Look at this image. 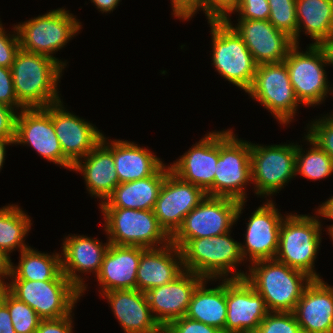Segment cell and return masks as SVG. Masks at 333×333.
Here are the masks:
<instances>
[{
	"mask_svg": "<svg viewBox=\"0 0 333 333\" xmlns=\"http://www.w3.org/2000/svg\"><path fill=\"white\" fill-rule=\"evenodd\" d=\"M254 264V265H253ZM249 273L236 272L229 279H243L264 299L269 312H293L313 278L274 259L252 263Z\"/></svg>",
	"mask_w": 333,
	"mask_h": 333,
	"instance_id": "obj_1",
	"label": "cell"
},
{
	"mask_svg": "<svg viewBox=\"0 0 333 333\" xmlns=\"http://www.w3.org/2000/svg\"><path fill=\"white\" fill-rule=\"evenodd\" d=\"M63 68L54 58L20 49L10 68L18 101L25 108L60 102L57 84Z\"/></svg>",
	"mask_w": 333,
	"mask_h": 333,
	"instance_id": "obj_2",
	"label": "cell"
},
{
	"mask_svg": "<svg viewBox=\"0 0 333 333\" xmlns=\"http://www.w3.org/2000/svg\"><path fill=\"white\" fill-rule=\"evenodd\" d=\"M215 69L226 80L245 92L251 87L258 64L242 38L223 19H209Z\"/></svg>",
	"mask_w": 333,
	"mask_h": 333,
	"instance_id": "obj_3",
	"label": "cell"
},
{
	"mask_svg": "<svg viewBox=\"0 0 333 333\" xmlns=\"http://www.w3.org/2000/svg\"><path fill=\"white\" fill-rule=\"evenodd\" d=\"M240 244L231 238L230 232L188 240L179 248L184 270L213 281L220 276L226 279L244 261Z\"/></svg>",
	"mask_w": 333,
	"mask_h": 333,
	"instance_id": "obj_4",
	"label": "cell"
},
{
	"mask_svg": "<svg viewBox=\"0 0 333 333\" xmlns=\"http://www.w3.org/2000/svg\"><path fill=\"white\" fill-rule=\"evenodd\" d=\"M315 216L288 214L283 216L279 246L275 259L313 279H321L314 272V262L321 243V222Z\"/></svg>",
	"mask_w": 333,
	"mask_h": 333,
	"instance_id": "obj_5",
	"label": "cell"
},
{
	"mask_svg": "<svg viewBox=\"0 0 333 333\" xmlns=\"http://www.w3.org/2000/svg\"><path fill=\"white\" fill-rule=\"evenodd\" d=\"M231 130L218 131V162L213 196L246 202V186L251 180V143L240 140Z\"/></svg>",
	"mask_w": 333,
	"mask_h": 333,
	"instance_id": "obj_6",
	"label": "cell"
},
{
	"mask_svg": "<svg viewBox=\"0 0 333 333\" xmlns=\"http://www.w3.org/2000/svg\"><path fill=\"white\" fill-rule=\"evenodd\" d=\"M100 208L110 244L157 248L162 247L163 243L167 245L171 242V238L159 225L153 210Z\"/></svg>",
	"mask_w": 333,
	"mask_h": 333,
	"instance_id": "obj_7",
	"label": "cell"
},
{
	"mask_svg": "<svg viewBox=\"0 0 333 333\" xmlns=\"http://www.w3.org/2000/svg\"><path fill=\"white\" fill-rule=\"evenodd\" d=\"M80 28L76 17L61 8L14 26L22 50L47 55L63 67L66 61L62 62L52 54L64 47Z\"/></svg>",
	"mask_w": 333,
	"mask_h": 333,
	"instance_id": "obj_8",
	"label": "cell"
},
{
	"mask_svg": "<svg viewBox=\"0 0 333 333\" xmlns=\"http://www.w3.org/2000/svg\"><path fill=\"white\" fill-rule=\"evenodd\" d=\"M245 202L225 197L206 196L183 220L171 237V243L180 248L186 241L196 238L219 236L230 232Z\"/></svg>",
	"mask_w": 333,
	"mask_h": 333,
	"instance_id": "obj_9",
	"label": "cell"
},
{
	"mask_svg": "<svg viewBox=\"0 0 333 333\" xmlns=\"http://www.w3.org/2000/svg\"><path fill=\"white\" fill-rule=\"evenodd\" d=\"M5 287L29 305L41 319H57L72 314L81 291L69 280H13Z\"/></svg>",
	"mask_w": 333,
	"mask_h": 333,
	"instance_id": "obj_10",
	"label": "cell"
},
{
	"mask_svg": "<svg viewBox=\"0 0 333 333\" xmlns=\"http://www.w3.org/2000/svg\"><path fill=\"white\" fill-rule=\"evenodd\" d=\"M295 95L301 104L320 105L332 87H329L324 68L325 53L320 45L310 44L306 52H300L295 44L284 60ZM325 64V65H324Z\"/></svg>",
	"mask_w": 333,
	"mask_h": 333,
	"instance_id": "obj_11",
	"label": "cell"
},
{
	"mask_svg": "<svg viewBox=\"0 0 333 333\" xmlns=\"http://www.w3.org/2000/svg\"><path fill=\"white\" fill-rule=\"evenodd\" d=\"M260 102L279 123H290L301 104L291 84L284 61L263 63L257 66L251 87L246 91Z\"/></svg>",
	"mask_w": 333,
	"mask_h": 333,
	"instance_id": "obj_12",
	"label": "cell"
},
{
	"mask_svg": "<svg viewBox=\"0 0 333 333\" xmlns=\"http://www.w3.org/2000/svg\"><path fill=\"white\" fill-rule=\"evenodd\" d=\"M296 145L251 144V182L257 195L271 196L277 193L294 176Z\"/></svg>",
	"mask_w": 333,
	"mask_h": 333,
	"instance_id": "obj_13",
	"label": "cell"
},
{
	"mask_svg": "<svg viewBox=\"0 0 333 333\" xmlns=\"http://www.w3.org/2000/svg\"><path fill=\"white\" fill-rule=\"evenodd\" d=\"M16 144L32 146L48 161L72 170L73 163L63 154L51 119V105L45 108H24L16 118Z\"/></svg>",
	"mask_w": 333,
	"mask_h": 333,
	"instance_id": "obj_14",
	"label": "cell"
},
{
	"mask_svg": "<svg viewBox=\"0 0 333 333\" xmlns=\"http://www.w3.org/2000/svg\"><path fill=\"white\" fill-rule=\"evenodd\" d=\"M206 196L203 189L182 181L170 171L165 176L153 212L161 228L171 238L182 225L184 217Z\"/></svg>",
	"mask_w": 333,
	"mask_h": 333,
	"instance_id": "obj_15",
	"label": "cell"
},
{
	"mask_svg": "<svg viewBox=\"0 0 333 333\" xmlns=\"http://www.w3.org/2000/svg\"><path fill=\"white\" fill-rule=\"evenodd\" d=\"M225 333H254L268 314L263 297L243 279L226 278Z\"/></svg>",
	"mask_w": 333,
	"mask_h": 333,
	"instance_id": "obj_16",
	"label": "cell"
},
{
	"mask_svg": "<svg viewBox=\"0 0 333 333\" xmlns=\"http://www.w3.org/2000/svg\"><path fill=\"white\" fill-rule=\"evenodd\" d=\"M242 38L255 62L278 63L285 60L295 45L286 33L276 29L268 20L238 19L233 26L228 18H223Z\"/></svg>",
	"mask_w": 333,
	"mask_h": 333,
	"instance_id": "obj_17",
	"label": "cell"
},
{
	"mask_svg": "<svg viewBox=\"0 0 333 333\" xmlns=\"http://www.w3.org/2000/svg\"><path fill=\"white\" fill-rule=\"evenodd\" d=\"M279 213L271 200L252 213L245 233L246 244H240L244 260L247 256L251 263L275 258L283 220Z\"/></svg>",
	"mask_w": 333,
	"mask_h": 333,
	"instance_id": "obj_18",
	"label": "cell"
},
{
	"mask_svg": "<svg viewBox=\"0 0 333 333\" xmlns=\"http://www.w3.org/2000/svg\"><path fill=\"white\" fill-rule=\"evenodd\" d=\"M203 280L193 272L184 271L174 281L145 293L152 315L163 329L186 315L193 293Z\"/></svg>",
	"mask_w": 333,
	"mask_h": 333,
	"instance_id": "obj_19",
	"label": "cell"
},
{
	"mask_svg": "<svg viewBox=\"0 0 333 333\" xmlns=\"http://www.w3.org/2000/svg\"><path fill=\"white\" fill-rule=\"evenodd\" d=\"M51 119L63 154L73 164L101 142L103 134L96 126L65 110L61 101L51 104Z\"/></svg>",
	"mask_w": 333,
	"mask_h": 333,
	"instance_id": "obj_20",
	"label": "cell"
},
{
	"mask_svg": "<svg viewBox=\"0 0 333 333\" xmlns=\"http://www.w3.org/2000/svg\"><path fill=\"white\" fill-rule=\"evenodd\" d=\"M218 162V132H210L194 144L184 155L170 165L182 181L203 189L207 196H213V183Z\"/></svg>",
	"mask_w": 333,
	"mask_h": 333,
	"instance_id": "obj_21",
	"label": "cell"
},
{
	"mask_svg": "<svg viewBox=\"0 0 333 333\" xmlns=\"http://www.w3.org/2000/svg\"><path fill=\"white\" fill-rule=\"evenodd\" d=\"M293 313L303 333H333V287L313 279Z\"/></svg>",
	"mask_w": 333,
	"mask_h": 333,
	"instance_id": "obj_22",
	"label": "cell"
},
{
	"mask_svg": "<svg viewBox=\"0 0 333 333\" xmlns=\"http://www.w3.org/2000/svg\"><path fill=\"white\" fill-rule=\"evenodd\" d=\"M125 333H163L155 320L146 294L138 289L112 290L103 293Z\"/></svg>",
	"mask_w": 333,
	"mask_h": 333,
	"instance_id": "obj_23",
	"label": "cell"
},
{
	"mask_svg": "<svg viewBox=\"0 0 333 333\" xmlns=\"http://www.w3.org/2000/svg\"><path fill=\"white\" fill-rule=\"evenodd\" d=\"M110 246V242L104 245L97 239L85 236H68L63 242V255L61 259L62 272L69 281L81 291V295L86 289L80 273L94 272L98 274L105 253Z\"/></svg>",
	"mask_w": 333,
	"mask_h": 333,
	"instance_id": "obj_24",
	"label": "cell"
},
{
	"mask_svg": "<svg viewBox=\"0 0 333 333\" xmlns=\"http://www.w3.org/2000/svg\"><path fill=\"white\" fill-rule=\"evenodd\" d=\"M144 249L110 244L96 275L102 288L101 296L112 290L137 289V269Z\"/></svg>",
	"mask_w": 333,
	"mask_h": 333,
	"instance_id": "obj_25",
	"label": "cell"
},
{
	"mask_svg": "<svg viewBox=\"0 0 333 333\" xmlns=\"http://www.w3.org/2000/svg\"><path fill=\"white\" fill-rule=\"evenodd\" d=\"M184 271L181 251L171 242L158 248H145L137 269V289L146 293L174 281Z\"/></svg>",
	"mask_w": 333,
	"mask_h": 333,
	"instance_id": "obj_26",
	"label": "cell"
},
{
	"mask_svg": "<svg viewBox=\"0 0 333 333\" xmlns=\"http://www.w3.org/2000/svg\"><path fill=\"white\" fill-rule=\"evenodd\" d=\"M101 142L112 152L119 183L132 182L155 174L164 163L146 148L122 140Z\"/></svg>",
	"mask_w": 333,
	"mask_h": 333,
	"instance_id": "obj_27",
	"label": "cell"
},
{
	"mask_svg": "<svg viewBox=\"0 0 333 333\" xmlns=\"http://www.w3.org/2000/svg\"><path fill=\"white\" fill-rule=\"evenodd\" d=\"M79 159L72 170L83 173L85 184L91 196L104 201L119 184L112 152L100 142L85 157Z\"/></svg>",
	"mask_w": 333,
	"mask_h": 333,
	"instance_id": "obj_28",
	"label": "cell"
},
{
	"mask_svg": "<svg viewBox=\"0 0 333 333\" xmlns=\"http://www.w3.org/2000/svg\"><path fill=\"white\" fill-rule=\"evenodd\" d=\"M170 171V166L163 165L152 176L119 183L106 201L101 202L100 207L153 210L165 176Z\"/></svg>",
	"mask_w": 333,
	"mask_h": 333,
	"instance_id": "obj_29",
	"label": "cell"
},
{
	"mask_svg": "<svg viewBox=\"0 0 333 333\" xmlns=\"http://www.w3.org/2000/svg\"><path fill=\"white\" fill-rule=\"evenodd\" d=\"M209 279L203 280L193 293L186 317L218 328L225 333L227 316L226 279L215 288L206 289ZM205 282V283H204Z\"/></svg>",
	"mask_w": 333,
	"mask_h": 333,
	"instance_id": "obj_30",
	"label": "cell"
},
{
	"mask_svg": "<svg viewBox=\"0 0 333 333\" xmlns=\"http://www.w3.org/2000/svg\"><path fill=\"white\" fill-rule=\"evenodd\" d=\"M296 16L298 45L301 27L315 45H320L333 33V0H296Z\"/></svg>",
	"mask_w": 333,
	"mask_h": 333,
	"instance_id": "obj_31",
	"label": "cell"
},
{
	"mask_svg": "<svg viewBox=\"0 0 333 333\" xmlns=\"http://www.w3.org/2000/svg\"><path fill=\"white\" fill-rule=\"evenodd\" d=\"M18 266L11 263L10 278L14 280L48 281L69 280L62 272V255H48L31 247L20 251Z\"/></svg>",
	"mask_w": 333,
	"mask_h": 333,
	"instance_id": "obj_32",
	"label": "cell"
},
{
	"mask_svg": "<svg viewBox=\"0 0 333 333\" xmlns=\"http://www.w3.org/2000/svg\"><path fill=\"white\" fill-rule=\"evenodd\" d=\"M31 220L17 205L3 206L0 209V249L10 257V252L30 247L24 237L31 227Z\"/></svg>",
	"mask_w": 333,
	"mask_h": 333,
	"instance_id": "obj_33",
	"label": "cell"
},
{
	"mask_svg": "<svg viewBox=\"0 0 333 333\" xmlns=\"http://www.w3.org/2000/svg\"><path fill=\"white\" fill-rule=\"evenodd\" d=\"M305 139L310 142L312 148L307 153L302 151V146L296 144L295 173L311 180L326 178L333 173V159L321 149L307 135ZM306 153V154H304Z\"/></svg>",
	"mask_w": 333,
	"mask_h": 333,
	"instance_id": "obj_34",
	"label": "cell"
},
{
	"mask_svg": "<svg viewBox=\"0 0 333 333\" xmlns=\"http://www.w3.org/2000/svg\"><path fill=\"white\" fill-rule=\"evenodd\" d=\"M0 300L8 307L16 333H35L41 318L26 303L15 297L5 286H0Z\"/></svg>",
	"mask_w": 333,
	"mask_h": 333,
	"instance_id": "obj_35",
	"label": "cell"
},
{
	"mask_svg": "<svg viewBox=\"0 0 333 333\" xmlns=\"http://www.w3.org/2000/svg\"><path fill=\"white\" fill-rule=\"evenodd\" d=\"M270 14L268 21L274 27L289 35L297 44L296 0H268Z\"/></svg>",
	"mask_w": 333,
	"mask_h": 333,
	"instance_id": "obj_36",
	"label": "cell"
},
{
	"mask_svg": "<svg viewBox=\"0 0 333 333\" xmlns=\"http://www.w3.org/2000/svg\"><path fill=\"white\" fill-rule=\"evenodd\" d=\"M254 333H303L293 312H268Z\"/></svg>",
	"mask_w": 333,
	"mask_h": 333,
	"instance_id": "obj_37",
	"label": "cell"
},
{
	"mask_svg": "<svg viewBox=\"0 0 333 333\" xmlns=\"http://www.w3.org/2000/svg\"><path fill=\"white\" fill-rule=\"evenodd\" d=\"M315 119L307 136L333 159V114Z\"/></svg>",
	"mask_w": 333,
	"mask_h": 333,
	"instance_id": "obj_38",
	"label": "cell"
},
{
	"mask_svg": "<svg viewBox=\"0 0 333 333\" xmlns=\"http://www.w3.org/2000/svg\"><path fill=\"white\" fill-rule=\"evenodd\" d=\"M234 11L239 13L240 19L250 20H268L270 14L268 0H238L223 18H229Z\"/></svg>",
	"mask_w": 333,
	"mask_h": 333,
	"instance_id": "obj_39",
	"label": "cell"
},
{
	"mask_svg": "<svg viewBox=\"0 0 333 333\" xmlns=\"http://www.w3.org/2000/svg\"><path fill=\"white\" fill-rule=\"evenodd\" d=\"M163 333H223L218 328L183 316L171 321L164 329Z\"/></svg>",
	"mask_w": 333,
	"mask_h": 333,
	"instance_id": "obj_40",
	"label": "cell"
},
{
	"mask_svg": "<svg viewBox=\"0 0 333 333\" xmlns=\"http://www.w3.org/2000/svg\"><path fill=\"white\" fill-rule=\"evenodd\" d=\"M14 35L6 34L0 22V66L11 68L20 48L18 32Z\"/></svg>",
	"mask_w": 333,
	"mask_h": 333,
	"instance_id": "obj_41",
	"label": "cell"
},
{
	"mask_svg": "<svg viewBox=\"0 0 333 333\" xmlns=\"http://www.w3.org/2000/svg\"><path fill=\"white\" fill-rule=\"evenodd\" d=\"M0 103L5 104L13 109H24L25 107L18 101L14 84L12 80V73L10 68L0 66Z\"/></svg>",
	"mask_w": 333,
	"mask_h": 333,
	"instance_id": "obj_42",
	"label": "cell"
},
{
	"mask_svg": "<svg viewBox=\"0 0 333 333\" xmlns=\"http://www.w3.org/2000/svg\"><path fill=\"white\" fill-rule=\"evenodd\" d=\"M72 318L70 314L63 318L41 319L35 333H72Z\"/></svg>",
	"mask_w": 333,
	"mask_h": 333,
	"instance_id": "obj_43",
	"label": "cell"
},
{
	"mask_svg": "<svg viewBox=\"0 0 333 333\" xmlns=\"http://www.w3.org/2000/svg\"><path fill=\"white\" fill-rule=\"evenodd\" d=\"M173 14L178 19H189L195 15L200 8L205 12L204 0H171Z\"/></svg>",
	"mask_w": 333,
	"mask_h": 333,
	"instance_id": "obj_44",
	"label": "cell"
},
{
	"mask_svg": "<svg viewBox=\"0 0 333 333\" xmlns=\"http://www.w3.org/2000/svg\"><path fill=\"white\" fill-rule=\"evenodd\" d=\"M17 115L12 107L0 103V138H15Z\"/></svg>",
	"mask_w": 333,
	"mask_h": 333,
	"instance_id": "obj_45",
	"label": "cell"
},
{
	"mask_svg": "<svg viewBox=\"0 0 333 333\" xmlns=\"http://www.w3.org/2000/svg\"><path fill=\"white\" fill-rule=\"evenodd\" d=\"M238 0H204L207 19L223 18Z\"/></svg>",
	"mask_w": 333,
	"mask_h": 333,
	"instance_id": "obj_46",
	"label": "cell"
},
{
	"mask_svg": "<svg viewBox=\"0 0 333 333\" xmlns=\"http://www.w3.org/2000/svg\"><path fill=\"white\" fill-rule=\"evenodd\" d=\"M0 333H16L8 307L0 300Z\"/></svg>",
	"mask_w": 333,
	"mask_h": 333,
	"instance_id": "obj_47",
	"label": "cell"
},
{
	"mask_svg": "<svg viewBox=\"0 0 333 333\" xmlns=\"http://www.w3.org/2000/svg\"><path fill=\"white\" fill-rule=\"evenodd\" d=\"M11 263L10 257L0 249V286L6 285L3 280L5 277H9L11 273Z\"/></svg>",
	"mask_w": 333,
	"mask_h": 333,
	"instance_id": "obj_48",
	"label": "cell"
},
{
	"mask_svg": "<svg viewBox=\"0 0 333 333\" xmlns=\"http://www.w3.org/2000/svg\"><path fill=\"white\" fill-rule=\"evenodd\" d=\"M317 209L316 213L320 214L322 217L333 220V196L329 198L326 202L322 203ZM327 231H331L333 229V224L327 228Z\"/></svg>",
	"mask_w": 333,
	"mask_h": 333,
	"instance_id": "obj_49",
	"label": "cell"
},
{
	"mask_svg": "<svg viewBox=\"0 0 333 333\" xmlns=\"http://www.w3.org/2000/svg\"><path fill=\"white\" fill-rule=\"evenodd\" d=\"M94 3L95 6H97V9H100L99 11H102L103 13L113 11L116 6H118V3L120 0H90Z\"/></svg>",
	"mask_w": 333,
	"mask_h": 333,
	"instance_id": "obj_50",
	"label": "cell"
},
{
	"mask_svg": "<svg viewBox=\"0 0 333 333\" xmlns=\"http://www.w3.org/2000/svg\"><path fill=\"white\" fill-rule=\"evenodd\" d=\"M14 139L15 138H0V170L2 169L1 167H3V162H4V158H5V154H6V145H11V144H15L14 143Z\"/></svg>",
	"mask_w": 333,
	"mask_h": 333,
	"instance_id": "obj_51",
	"label": "cell"
}]
</instances>
